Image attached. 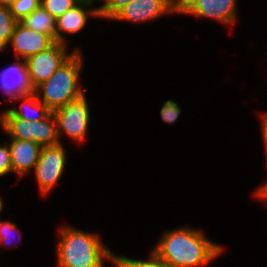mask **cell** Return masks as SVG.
<instances>
[{"mask_svg":"<svg viewBox=\"0 0 267 267\" xmlns=\"http://www.w3.org/2000/svg\"><path fill=\"white\" fill-rule=\"evenodd\" d=\"M81 69L82 56L81 51L77 49L48 80L35 87L34 93L52 112L65 106L85 94L79 86ZM40 93L43 94L42 98Z\"/></svg>","mask_w":267,"mask_h":267,"instance_id":"cell-3","label":"cell"},{"mask_svg":"<svg viewBox=\"0 0 267 267\" xmlns=\"http://www.w3.org/2000/svg\"><path fill=\"white\" fill-rule=\"evenodd\" d=\"M21 98H23L20 107L21 109H18L16 107L8 109L6 111H3L0 116H16L20 119H25L26 121L37 122L44 120L52 113V111L39 100L34 92L23 95L21 96Z\"/></svg>","mask_w":267,"mask_h":267,"instance_id":"cell-14","label":"cell"},{"mask_svg":"<svg viewBox=\"0 0 267 267\" xmlns=\"http://www.w3.org/2000/svg\"><path fill=\"white\" fill-rule=\"evenodd\" d=\"M80 1L81 0H41V6L57 19L64 12L76 6Z\"/></svg>","mask_w":267,"mask_h":267,"instance_id":"cell-19","label":"cell"},{"mask_svg":"<svg viewBox=\"0 0 267 267\" xmlns=\"http://www.w3.org/2000/svg\"><path fill=\"white\" fill-rule=\"evenodd\" d=\"M41 5V0H15L9 7L13 17L19 22Z\"/></svg>","mask_w":267,"mask_h":267,"instance_id":"cell-18","label":"cell"},{"mask_svg":"<svg viewBox=\"0 0 267 267\" xmlns=\"http://www.w3.org/2000/svg\"><path fill=\"white\" fill-rule=\"evenodd\" d=\"M18 21L13 17L9 7L0 6V51L9 44Z\"/></svg>","mask_w":267,"mask_h":267,"instance_id":"cell-16","label":"cell"},{"mask_svg":"<svg viewBox=\"0 0 267 267\" xmlns=\"http://www.w3.org/2000/svg\"><path fill=\"white\" fill-rule=\"evenodd\" d=\"M66 50V44L54 42L46 50L25 60L30 81L34 88L48 80L59 66L72 55V53L67 54Z\"/></svg>","mask_w":267,"mask_h":267,"instance_id":"cell-7","label":"cell"},{"mask_svg":"<svg viewBox=\"0 0 267 267\" xmlns=\"http://www.w3.org/2000/svg\"><path fill=\"white\" fill-rule=\"evenodd\" d=\"M236 2L237 0H194L182 14L212 18L220 23L233 25L237 20Z\"/></svg>","mask_w":267,"mask_h":267,"instance_id":"cell-10","label":"cell"},{"mask_svg":"<svg viewBox=\"0 0 267 267\" xmlns=\"http://www.w3.org/2000/svg\"><path fill=\"white\" fill-rule=\"evenodd\" d=\"M16 231L19 232V230H17V226L14 223L7 220L5 221L0 220V245L7 246L9 242V241L7 242V240L11 237L12 233Z\"/></svg>","mask_w":267,"mask_h":267,"instance_id":"cell-23","label":"cell"},{"mask_svg":"<svg viewBox=\"0 0 267 267\" xmlns=\"http://www.w3.org/2000/svg\"><path fill=\"white\" fill-rule=\"evenodd\" d=\"M15 0H0V6L10 7Z\"/></svg>","mask_w":267,"mask_h":267,"instance_id":"cell-27","label":"cell"},{"mask_svg":"<svg viewBox=\"0 0 267 267\" xmlns=\"http://www.w3.org/2000/svg\"><path fill=\"white\" fill-rule=\"evenodd\" d=\"M66 165V150L60 143L42 147L34 166L35 176L42 195H46L61 178Z\"/></svg>","mask_w":267,"mask_h":267,"instance_id":"cell-6","label":"cell"},{"mask_svg":"<svg viewBox=\"0 0 267 267\" xmlns=\"http://www.w3.org/2000/svg\"><path fill=\"white\" fill-rule=\"evenodd\" d=\"M12 172L10 150L8 145L0 146V177Z\"/></svg>","mask_w":267,"mask_h":267,"instance_id":"cell-22","label":"cell"},{"mask_svg":"<svg viewBox=\"0 0 267 267\" xmlns=\"http://www.w3.org/2000/svg\"><path fill=\"white\" fill-rule=\"evenodd\" d=\"M174 13L169 0H133L117 12L111 20L145 22Z\"/></svg>","mask_w":267,"mask_h":267,"instance_id":"cell-8","label":"cell"},{"mask_svg":"<svg viewBox=\"0 0 267 267\" xmlns=\"http://www.w3.org/2000/svg\"><path fill=\"white\" fill-rule=\"evenodd\" d=\"M93 2L94 0H81L76 6L67 10L56 19L55 42L66 44L63 33L74 34L82 30L88 20L87 14L99 18L97 8H90L87 12L85 10Z\"/></svg>","mask_w":267,"mask_h":267,"instance_id":"cell-11","label":"cell"},{"mask_svg":"<svg viewBox=\"0 0 267 267\" xmlns=\"http://www.w3.org/2000/svg\"><path fill=\"white\" fill-rule=\"evenodd\" d=\"M194 0H169L175 13H182Z\"/></svg>","mask_w":267,"mask_h":267,"instance_id":"cell-24","label":"cell"},{"mask_svg":"<svg viewBox=\"0 0 267 267\" xmlns=\"http://www.w3.org/2000/svg\"><path fill=\"white\" fill-rule=\"evenodd\" d=\"M168 267H200L223 252V246L208 240L202 231L183 227L165 232L152 250Z\"/></svg>","mask_w":267,"mask_h":267,"instance_id":"cell-1","label":"cell"},{"mask_svg":"<svg viewBox=\"0 0 267 267\" xmlns=\"http://www.w3.org/2000/svg\"><path fill=\"white\" fill-rule=\"evenodd\" d=\"M10 158L12 172L24 175L37 164L42 147L28 140L10 138Z\"/></svg>","mask_w":267,"mask_h":267,"instance_id":"cell-13","label":"cell"},{"mask_svg":"<svg viewBox=\"0 0 267 267\" xmlns=\"http://www.w3.org/2000/svg\"><path fill=\"white\" fill-rule=\"evenodd\" d=\"M59 232L57 267H104L105 258L111 261L112 252L96 234L70 226Z\"/></svg>","mask_w":267,"mask_h":267,"instance_id":"cell-2","label":"cell"},{"mask_svg":"<svg viewBox=\"0 0 267 267\" xmlns=\"http://www.w3.org/2000/svg\"><path fill=\"white\" fill-rule=\"evenodd\" d=\"M262 135H263V141H264V146H265V152L267 156V112L262 115ZM267 159V158H266Z\"/></svg>","mask_w":267,"mask_h":267,"instance_id":"cell-25","label":"cell"},{"mask_svg":"<svg viewBox=\"0 0 267 267\" xmlns=\"http://www.w3.org/2000/svg\"><path fill=\"white\" fill-rule=\"evenodd\" d=\"M181 113L178 104L172 100H167L161 108L160 114L164 122L175 123Z\"/></svg>","mask_w":267,"mask_h":267,"instance_id":"cell-21","label":"cell"},{"mask_svg":"<svg viewBox=\"0 0 267 267\" xmlns=\"http://www.w3.org/2000/svg\"><path fill=\"white\" fill-rule=\"evenodd\" d=\"M12 43L14 53L19 59L26 60L28 57L38 54L50 47L54 41L47 35L25 27L17 23L9 44Z\"/></svg>","mask_w":267,"mask_h":267,"instance_id":"cell-9","label":"cell"},{"mask_svg":"<svg viewBox=\"0 0 267 267\" xmlns=\"http://www.w3.org/2000/svg\"><path fill=\"white\" fill-rule=\"evenodd\" d=\"M103 5L98 7L99 18L111 19L117 12L133 0H102Z\"/></svg>","mask_w":267,"mask_h":267,"instance_id":"cell-20","label":"cell"},{"mask_svg":"<svg viewBox=\"0 0 267 267\" xmlns=\"http://www.w3.org/2000/svg\"><path fill=\"white\" fill-rule=\"evenodd\" d=\"M17 59L18 62L0 73L1 89L9 96L10 100L16 101L22 99L21 96L33 93L35 90L30 81L26 61L23 60L21 63L19 58ZM9 76H15V79L11 80Z\"/></svg>","mask_w":267,"mask_h":267,"instance_id":"cell-12","label":"cell"},{"mask_svg":"<svg viewBox=\"0 0 267 267\" xmlns=\"http://www.w3.org/2000/svg\"><path fill=\"white\" fill-rule=\"evenodd\" d=\"M19 22L33 31L47 34L55 42L56 18L41 5Z\"/></svg>","mask_w":267,"mask_h":267,"instance_id":"cell-15","label":"cell"},{"mask_svg":"<svg viewBox=\"0 0 267 267\" xmlns=\"http://www.w3.org/2000/svg\"><path fill=\"white\" fill-rule=\"evenodd\" d=\"M110 262L115 267H168L153 251L148 260H136L112 254Z\"/></svg>","mask_w":267,"mask_h":267,"instance_id":"cell-17","label":"cell"},{"mask_svg":"<svg viewBox=\"0 0 267 267\" xmlns=\"http://www.w3.org/2000/svg\"><path fill=\"white\" fill-rule=\"evenodd\" d=\"M0 125L11 138L34 141L41 147L58 145L57 122L53 113L44 120L26 121L16 116H0Z\"/></svg>","mask_w":267,"mask_h":267,"instance_id":"cell-4","label":"cell"},{"mask_svg":"<svg viewBox=\"0 0 267 267\" xmlns=\"http://www.w3.org/2000/svg\"><path fill=\"white\" fill-rule=\"evenodd\" d=\"M2 208H3V201H2V198L0 197V213L2 211Z\"/></svg>","mask_w":267,"mask_h":267,"instance_id":"cell-28","label":"cell"},{"mask_svg":"<svg viewBox=\"0 0 267 267\" xmlns=\"http://www.w3.org/2000/svg\"><path fill=\"white\" fill-rule=\"evenodd\" d=\"M255 195L258 198L264 199L265 201L267 200V182L264 183L263 186L259 187L258 190H256Z\"/></svg>","mask_w":267,"mask_h":267,"instance_id":"cell-26","label":"cell"},{"mask_svg":"<svg viewBox=\"0 0 267 267\" xmlns=\"http://www.w3.org/2000/svg\"><path fill=\"white\" fill-rule=\"evenodd\" d=\"M57 122V134H67L76 142H81L87 135L89 126V109L85 94L68 102L52 112Z\"/></svg>","mask_w":267,"mask_h":267,"instance_id":"cell-5","label":"cell"}]
</instances>
